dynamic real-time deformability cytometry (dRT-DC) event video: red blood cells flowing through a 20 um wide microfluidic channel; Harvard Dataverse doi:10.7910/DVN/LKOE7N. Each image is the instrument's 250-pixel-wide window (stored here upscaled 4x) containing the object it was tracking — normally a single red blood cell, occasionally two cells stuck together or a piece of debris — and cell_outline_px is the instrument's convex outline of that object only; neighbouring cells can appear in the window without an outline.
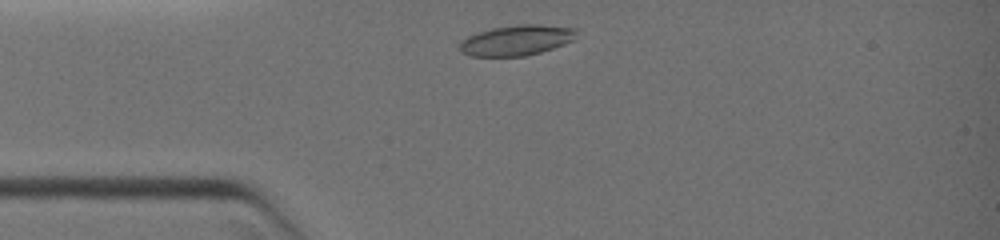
{"species": "common noctule bat (a hibernating species)", "species_latin": "Nyctalus noctula", "temperature_condition": "warm", "stored_images_in_passage": 2, "camera_frame_rate_fps": 3000, "um_per_image_px": 0.085, "animal": {"sex": "female", "body_mass_g": 19.0, "forearm_length_mm": 51.5}, "frame": {"image": 1, "passage_image": 1, "time_ms": 0.0, "image_size_px": [1000, 240], "cell_outline_px": [[580, 28], [576, 40], [540, 52], [524, 56], [468, 56], [460, 52], [460, 40], [476, 32], [492, 28], [516, 24], [540, 24]], "centroid_in_image_um": [43.95, 3.4], "position_along_channel_um": 41.1, "area_um2": 21.15}}